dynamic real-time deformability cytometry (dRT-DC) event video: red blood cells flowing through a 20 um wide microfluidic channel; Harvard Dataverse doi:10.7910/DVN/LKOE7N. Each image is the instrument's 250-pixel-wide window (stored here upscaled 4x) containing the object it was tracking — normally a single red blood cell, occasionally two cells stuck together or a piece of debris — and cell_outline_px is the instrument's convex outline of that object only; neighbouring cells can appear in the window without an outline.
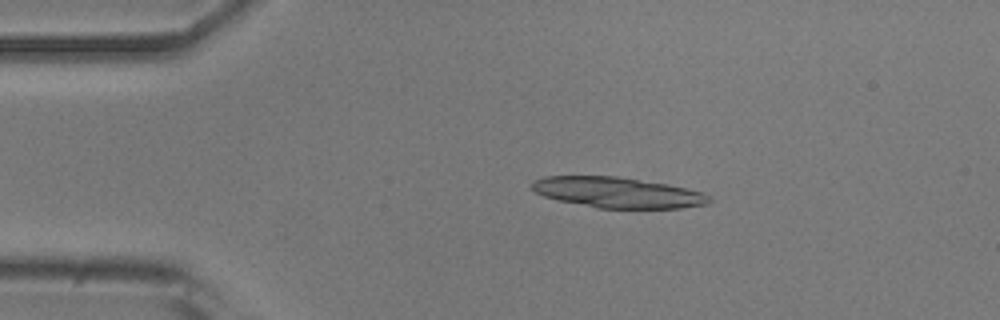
{"species": "common noctule bat (a hibernating species)", "species_latin": "Nyctalus noctula", "temperature_condition": "room temperature", "stored_images_in_passage": 2, "camera_frame_rate_fps": 3000, "um_per_image_px": 0.085, "animal": {"sex": "male", "body_mass_g": 20.5, "forearm_length_mm": 52.5}, "frame": {"image": 1, "passage_image": 2, "time_ms": 0.333, "image_size_px": [1000, 320], "cell_outline_px": [[712, 200], [708, 204], [680, 208], [596, 208], [560, 200], [544, 196], [536, 192], [532, 188], [532, 184], [536, 180], [544, 176], [620, 176], [688, 188], [704, 192], [712, 196]], "centroid_in_image_um": [52.57, 16.36], "position_along_channel_um": 32.4, "area_um2": 31.62}}